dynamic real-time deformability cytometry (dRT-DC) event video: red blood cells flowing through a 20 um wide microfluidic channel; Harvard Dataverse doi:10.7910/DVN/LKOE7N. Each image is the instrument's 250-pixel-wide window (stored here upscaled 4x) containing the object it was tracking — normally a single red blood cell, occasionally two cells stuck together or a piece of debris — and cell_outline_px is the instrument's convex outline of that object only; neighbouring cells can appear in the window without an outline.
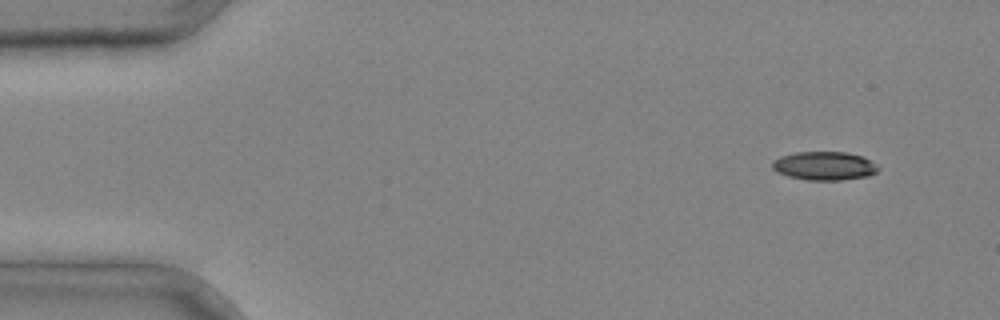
{"species": "common noctule bat (a hibernating species)", "species_latin": "Nyctalus noctula", "temperature_condition": "cold", "stored_images_in_passage": 3, "camera_frame_rate_fps": 3000, "um_per_image_px": 0.085, "animal": {"sex": "male", "body_mass_g": 20.4}, "frame": {"image": 1, "passage_image": 1, "time_ms": 0.0, "image_size_px": [1000, 320], "cell_outline_px": [[880, 168], [876, 172], [868, 176], [840, 180], [808, 180], [788, 176], [776, 172], [772, 168], [772, 160], [780, 156], [796, 152], [848, 152], [864, 156], [876, 164]], "centroid_in_image_um": [70.07, 14.09], "position_along_channel_um": 14.9, "area_um2": 17.8}}
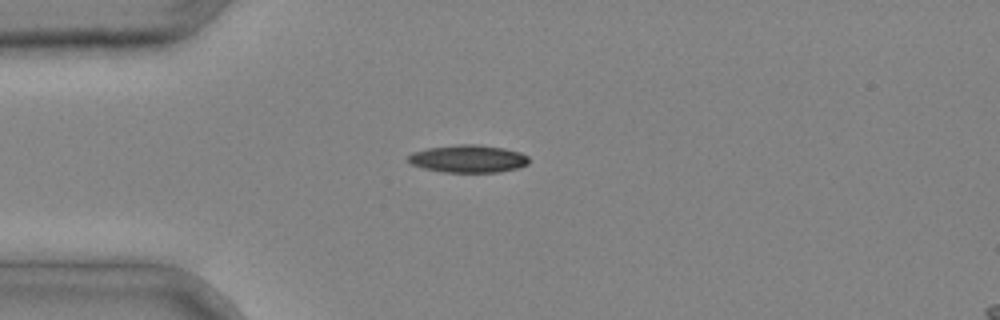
{"frame": {"image": 2, "passage_image": 3, "time_ms": 0.667, "image_size_px": [1000, 320], "cell_outline_px": [[528, 164], [516, 168], [500, 172], [444, 172], [424, 168], [412, 164], [408, 160], [408, 156], [412, 152], [428, 148], [460, 144], [476, 144], [504, 148], [520, 152], [528, 156]], "centroid_in_image_um": [39.8, 13.49], "position_along_channel_um": 45.2, "area_um2": 19.31}}